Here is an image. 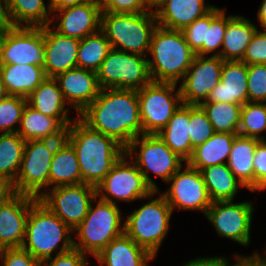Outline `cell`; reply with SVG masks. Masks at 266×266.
I'll return each mask as SVG.
<instances>
[{
  "mask_svg": "<svg viewBox=\"0 0 266 266\" xmlns=\"http://www.w3.org/2000/svg\"><path fill=\"white\" fill-rule=\"evenodd\" d=\"M102 12L144 13L147 12L143 0H101Z\"/></svg>",
  "mask_w": 266,
  "mask_h": 266,
  "instance_id": "bcb514c9",
  "label": "cell"
},
{
  "mask_svg": "<svg viewBox=\"0 0 266 266\" xmlns=\"http://www.w3.org/2000/svg\"><path fill=\"white\" fill-rule=\"evenodd\" d=\"M261 140L237 135L228 158L227 166L244 187L254 191V155Z\"/></svg>",
  "mask_w": 266,
  "mask_h": 266,
  "instance_id": "f1b7e54d",
  "label": "cell"
},
{
  "mask_svg": "<svg viewBox=\"0 0 266 266\" xmlns=\"http://www.w3.org/2000/svg\"><path fill=\"white\" fill-rule=\"evenodd\" d=\"M239 260L236 264L232 266H264V259H262L259 254H254L252 257H236ZM227 260L225 258H212V266H227Z\"/></svg>",
  "mask_w": 266,
  "mask_h": 266,
  "instance_id": "681fc988",
  "label": "cell"
},
{
  "mask_svg": "<svg viewBox=\"0 0 266 266\" xmlns=\"http://www.w3.org/2000/svg\"><path fill=\"white\" fill-rule=\"evenodd\" d=\"M258 19L261 26L266 29V0L261 4V8L258 10Z\"/></svg>",
  "mask_w": 266,
  "mask_h": 266,
  "instance_id": "9f6ffc18",
  "label": "cell"
},
{
  "mask_svg": "<svg viewBox=\"0 0 266 266\" xmlns=\"http://www.w3.org/2000/svg\"><path fill=\"white\" fill-rule=\"evenodd\" d=\"M147 60L142 55L111 49L96 71L100 88H143L152 81Z\"/></svg>",
  "mask_w": 266,
  "mask_h": 266,
  "instance_id": "ba28073f",
  "label": "cell"
},
{
  "mask_svg": "<svg viewBox=\"0 0 266 266\" xmlns=\"http://www.w3.org/2000/svg\"><path fill=\"white\" fill-rule=\"evenodd\" d=\"M141 143V144H140ZM140 145V153L138 159L133 162L139 171L143 174L146 182L155 190L157 186L147 175L145 167L160 176L168 182L174 174L181 169V161H184L175 152H173L158 135H142V140L139 136L136 137L125 149L124 153L132 157L136 147Z\"/></svg>",
  "mask_w": 266,
  "mask_h": 266,
  "instance_id": "8fae6325",
  "label": "cell"
},
{
  "mask_svg": "<svg viewBox=\"0 0 266 266\" xmlns=\"http://www.w3.org/2000/svg\"><path fill=\"white\" fill-rule=\"evenodd\" d=\"M256 31L255 25L243 16H233L227 24L223 53H216L215 56H220L224 61H240Z\"/></svg>",
  "mask_w": 266,
  "mask_h": 266,
  "instance_id": "1f68e13d",
  "label": "cell"
},
{
  "mask_svg": "<svg viewBox=\"0 0 266 266\" xmlns=\"http://www.w3.org/2000/svg\"><path fill=\"white\" fill-rule=\"evenodd\" d=\"M38 199L73 231L86 217L91 199H97V191L86 183L62 185L54 187L51 194L41 193Z\"/></svg>",
  "mask_w": 266,
  "mask_h": 266,
  "instance_id": "7c38bea8",
  "label": "cell"
},
{
  "mask_svg": "<svg viewBox=\"0 0 266 266\" xmlns=\"http://www.w3.org/2000/svg\"><path fill=\"white\" fill-rule=\"evenodd\" d=\"M248 69V101H266V64H250Z\"/></svg>",
  "mask_w": 266,
  "mask_h": 266,
  "instance_id": "b9f144b4",
  "label": "cell"
},
{
  "mask_svg": "<svg viewBox=\"0 0 266 266\" xmlns=\"http://www.w3.org/2000/svg\"><path fill=\"white\" fill-rule=\"evenodd\" d=\"M201 174L213 202L233 200L238 187H244L226 163L206 167Z\"/></svg>",
  "mask_w": 266,
  "mask_h": 266,
  "instance_id": "d6a6232c",
  "label": "cell"
},
{
  "mask_svg": "<svg viewBox=\"0 0 266 266\" xmlns=\"http://www.w3.org/2000/svg\"><path fill=\"white\" fill-rule=\"evenodd\" d=\"M205 102L244 105L248 102V69L242 61H224L220 82Z\"/></svg>",
  "mask_w": 266,
  "mask_h": 266,
  "instance_id": "44dd1931",
  "label": "cell"
},
{
  "mask_svg": "<svg viewBox=\"0 0 266 266\" xmlns=\"http://www.w3.org/2000/svg\"><path fill=\"white\" fill-rule=\"evenodd\" d=\"M4 266H41V262L23 248H4L1 253Z\"/></svg>",
  "mask_w": 266,
  "mask_h": 266,
  "instance_id": "f6af8a7d",
  "label": "cell"
},
{
  "mask_svg": "<svg viewBox=\"0 0 266 266\" xmlns=\"http://www.w3.org/2000/svg\"><path fill=\"white\" fill-rule=\"evenodd\" d=\"M79 163L72 145L62 140L54 151L49 172V185L82 184Z\"/></svg>",
  "mask_w": 266,
  "mask_h": 266,
  "instance_id": "4dcf8cb0",
  "label": "cell"
},
{
  "mask_svg": "<svg viewBox=\"0 0 266 266\" xmlns=\"http://www.w3.org/2000/svg\"><path fill=\"white\" fill-rule=\"evenodd\" d=\"M199 106L206 113L215 132L238 134L242 105L222 102H201Z\"/></svg>",
  "mask_w": 266,
  "mask_h": 266,
  "instance_id": "836d02e7",
  "label": "cell"
},
{
  "mask_svg": "<svg viewBox=\"0 0 266 266\" xmlns=\"http://www.w3.org/2000/svg\"><path fill=\"white\" fill-rule=\"evenodd\" d=\"M176 83L154 82L138 89L142 135H157L167 125L182 103ZM171 95V96H170ZM176 104H179L177 106Z\"/></svg>",
  "mask_w": 266,
  "mask_h": 266,
  "instance_id": "9c48e42d",
  "label": "cell"
},
{
  "mask_svg": "<svg viewBox=\"0 0 266 266\" xmlns=\"http://www.w3.org/2000/svg\"><path fill=\"white\" fill-rule=\"evenodd\" d=\"M2 1L0 0V33H7L14 27V24L11 20L6 0L3 2L4 5H2Z\"/></svg>",
  "mask_w": 266,
  "mask_h": 266,
  "instance_id": "f907efd6",
  "label": "cell"
},
{
  "mask_svg": "<svg viewBox=\"0 0 266 266\" xmlns=\"http://www.w3.org/2000/svg\"><path fill=\"white\" fill-rule=\"evenodd\" d=\"M27 98L8 95L0 101V131L4 133H17L12 128L16 122L20 123Z\"/></svg>",
  "mask_w": 266,
  "mask_h": 266,
  "instance_id": "60d3db41",
  "label": "cell"
},
{
  "mask_svg": "<svg viewBox=\"0 0 266 266\" xmlns=\"http://www.w3.org/2000/svg\"><path fill=\"white\" fill-rule=\"evenodd\" d=\"M17 133L25 141L65 139L67 127L58 119L36 111L30 105L24 107Z\"/></svg>",
  "mask_w": 266,
  "mask_h": 266,
  "instance_id": "484cf974",
  "label": "cell"
},
{
  "mask_svg": "<svg viewBox=\"0 0 266 266\" xmlns=\"http://www.w3.org/2000/svg\"><path fill=\"white\" fill-rule=\"evenodd\" d=\"M48 260L51 262L47 266H87L84 254L74 248L69 252L57 254L54 259L52 257L45 259L41 264L47 263Z\"/></svg>",
  "mask_w": 266,
  "mask_h": 266,
  "instance_id": "c3c4849f",
  "label": "cell"
},
{
  "mask_svg": "<svg viewBox=\"0 0 266 266\" xmlns=\"http://www.w3.org/2000/svg\"><path fill=\"white\" fill-rule=\"evenodd\" d=\"M15 194L16 191L13 182L0 175V204L9 200Z\"/></svg>",
  "mask_w": 266,
  "mask_h": 266,
  "instance_id": "816d5d0a",
  "label": "cell"
},
{
  "mask_svg": "<svg viewBox=\"0 0 266 266\" xmlns=\"http://www.w3.org/2000/svg\"><path fill=\"white\" fill-rule=\"evenodd\" d=\"M145 3L146 10L152 8L153 6H158L155 11H159L161 7L167 2V0H143Z\"/></svg>",
  "mask_w": 266,
  "mask_h": 266,
  "instance_id": "11a10c76",
  "label": "cell"
},
{
  "mask_svg": "<svg viewBox=\"0 0 266 266\" xmlns=\"http://www.w3.org/2000/svg\"><path fill=\"white\" fill-rule=\"evenodd\" d=\"M38 198L16 193L0 204V248H21L31 205Z\"/></svg>",
  "mask_w": 266,
  "mask_h": 266,
  "instance_id": "ac0fdd59",
  "label": "cell"
},
{
  "mask_svg": "<svg viewBox=\"0 0 266 266\" xmlns=\"http://www.w3.org/2000/svg\"><path fill=\"white\" fill-rule=\"evenodd\" d=\"M101 89L78 116L89 128L113 138L124 149L142 132L138 93L135 89Z\"/></svg>",
  "mask_w": 266,
  "mask_h": 266,
  "instance_id": "6da1fadb",
  "label": "cell"
},
{
  "mask_svg": "<svg viewBox=\"0 0 266 266\" xmlns=\"http://www.w3.org/2000/svg\"><path fill=\"white\" fill-rule=\"evenodd\" d=\"M95 258L106 266H147L153 256L127 234L113 239Z\"/></svg>",
  "mask_w": 266,
  "mask_h": 266,
  "instance_id": "d4e9b609",
  "label": "cell"
},
{
  "mask_svg": "<svg viewBox=\"0 0 266 266\" xmlns=\"http://www.w3.org/2000/svg\"><path fill=\"white\" fill-rule=\"evenodd\" d=\"M72 230L47 206L37 199L30 207L26 223V239L21 248L28 251L40 262L51 258L52 252L63 240V245L58 255L69 252L73 249V239L67 235Z\"/></svg>",
  "mask_w": 266,
  "mask_h": 266,
  "instance_id": "277c9868",
  "label": "cell"
},
{
  "mask_svg": "<svg viewBox=\"0 0 266 266\" xmlns=\"http://www.w3.org/2000/svg\"><path fill=\"white\" fill-rule=\"evenodd\" d=\"M92 0H50L49 4V13L56 10H61L67 7H72L76 5H80Z\"/></svg>",
  "mask_w": 266,
  "mask_h": 266,
  "instance_id": "f5cc1de1",
  "label": "cell"
},
{
  "mask_svg": "<svg viewBox=\"0 0 266 266\" xmlns=\"http://www.w3.org/2000/svg\"><path fill=\"white\" fill-rule=\"evenodd\" d=\"M64 14L57 32L75 39H83L92 35L101 25V0H92L80 5L59 10ZM62 13V14H61Z\"/></svg>",
  "mask_w": 266,
  "mask_h": 266,
  "instance_id": "7402d4cb",
  "label": "cell"
},
{
  "mask_svg": "<svg viewBox=\"0 0 266 266\" xmlns=\"http://www.w3.org/2000/svg\"><path fill=\"white\" fill-rule=\"evenodd\" d=\"M237 135L215 132L209 140L193 149L186 164L200 171L209 166L224 164L223 160L229 158L233 141Z\"/></svg>",
  "mask_w": 266,
  "mask_h": 266,
  "instance_id": "f546056e",
  "label": "cell"
},
{
  "mask_svg": "<svg viewBox=\"0 0 266 266\" xmlns=\"http://www.w3.org/2000/svg\"><path fill=\"white\" fill-rule=\"evenodd\" d=\"M25 143L18 133L0 135V175L13 183L20 170Z\"/></svg>",
  "mask_w": 266,
  "mask_h": 266,
  "instance_id": "e575fe53",
  "label": "cell"
},
{
  "mask_svg": "<svg viewBox=\"0 0 266 266\" xmlns=\"http://www.w3.org/2000/svg\"><path fill=\"white\" fill-rule=\"evenodd\" d=\"M44 34V72L46 77L55 78L58 74L77 67V54L80 40L43 27Z\"/></svg>",
  "mask_w": 266,
  "mask_h": 266,
  "instance_id": "d6986e66",
  "label": "cell"
},
{
  "mask_svg": "<svg viewBox=\"0 0 266 266\" xmlns=\"http://www.w3.org/2000/svg\"><path fill=\"white\" fill-rule=\"evenodd\" d=\"M222 206V207H221ZM253 206L249 202L233 204L232 200L214 201L206 212L220 236L247 245Z\"/></svg>",
  "mask_w": 266,
  "mask_h": 266,
  "instance_id": "e0dca14e",
  "label": "cell"
},
{
  "mask_svg": "<svg viewBox=\"0 0 266 266\" xmlns=\"http://www.w3.org/2000/svg\"><path fill=\"white\" fill-rule=\"evenodd\" d=\"M98 32L103 35L94 33L80 39L77 54L78 68L96 72L105 60L108 52L112 49L105 34L100 29Z\"/></svg>",
  "mask_w": 266,
  "mask_h": 266,
  "instance_id": "d590c367",
  "label": "cell"
},
{
  "mask_svg": "<svg viewBox=\"0 0 266 266\" xmlns=\"http://www.w3.org/2000/svg\"><path fill=\"white\" fill-rule=\"evenodd\" d=\"M206 26H210V12L182 30L186 42L195 53L206 43Z\"/></svg>",
  "mask_w": 266,
  "mask_h": 266,
  "instance_id": "7bdbcfd3",
  "label": "cell"
},
{
  "mask_svg": "<svg viewBox=\"0 0 266 266\" xmlns=\"http://www.w3.org/2000/svg\"><path fill=\"white\" fill-rule=\"evenodd\" d=\"M64 139L28 140L24 146L23 159L14 184L16 193L36 198L42 187L49 185L52 157L57 145ZM39 193V194H38Z\"/></svg>",
  "mask_w": 266,
  "mask_h": 266,
  "instance_id": "30bf717a",
  "label": "cell"
},
{
  "mask_svg": "<svg viewBox=\"0 0 266 266\" xmlns=\"http://www.w3.org/2000/svg\"><path fill=\"white\" fill-rule=\"evenodd\" d=\"M149 52L154 59L147 60L151 80L176 84L184 77L196 55L182 31L159 25L153 32Z\"/></svg>",
  "mask_w": 266,
  "mask_h": 266,
  "instance_id": "3957f363",
  "label": "cell"
},
{
  "mask_svg": "<svg viewBox=\"0 0 266 266\" xmlns=\"http://www.w3.org/2000/svg\"><path fill=\"white\" fill-rule=\"evenodd\" d=\"M43 27L14 26L5 33L0 64L44 65Z\"/></svg>",
  "mask_w": 266,
  "mask_h": 266,
  "instance_id": "4fadbf2b",
  "label": "cell"
},
{
  "mask_svg": "<svg viewBox=\"0 0 266 266\" xmlns=\"http://www.w3.org/2000/svg\"><path fill=\"white\" fill-rule=\"evenodd\" d=\"M14 26L22 22L28 27H44L51 24L43 0H6Z\"/></svg>",
  "mask_w": 266,
  "mask_h": 266,
  "instance_id": "8d00e7d4",
  "label": "cell"
},
{
  "mask_svg": "<svg viewBox=\"0 0 266 266\" xmlns=\"http://www.w3.org/2000/svg\"><path fill=\"white\" fill-rule=\"evenodd\" d=\"M189 130L191 147L205 143L215 133L206 113L199 105H189Z\"/></svg>",
  "mask_w": 266,
  "mask_h": 266,
  "instance_id": "ab89813d",
  "label": "cell"
},
{
  "mask_svg": "<svg viewBox=\"0 0 266 266\" xmlns=\"http://www.w3.org/2000/svg\"><path fill=\"white\" fill-rule=\"evenodd\" d=\"M189 124V105L182 103L167 125L157 134L173 152L186 162L193 152Z\"/></svg>",
  "mask_w": 266,
  "mask_h": 266,
  "instance_id": "83f0119b",
  "label": "cell"
},
{
  "mask_svg": "<svg viewBox=\"0 0 266 266\" xmlns=\"http://www.w3.org/2000/svg\"><path fill=\"white\" fill-rule=\"evenodd\" d=\"M124 154L111 168L110 172L96 187L97 196L104 189L108 194L119 200L151 197L155 191L145 180L137 166L129 165Z\"/></svg>",
  "mask_w": 266,
  "mask_h": 266,
  "instance_id": "2e32d148",
  "label": "cell"
},
{
  "mask_svg": "<svg viewBox=\"0 0 266 266\" xmlns=\"http://www.w3.org/2000/svg\"><path fill=\"white\" fill-rule=\"evenodd\" d=\"M8 96L4 83L2 81L1 75H0V101L3 100L4 98H6Z\"/></svg>",
  "mask_w": 266,
  "mask_h": 266,
  "instance_id": "6f0895ef",
  "label": "cell"
},
{
  "mask_svg": "<svg viewBox=\"0 0 266 266\" xmlns=\"http://www.w3.org/2000/svg\"><path fill=\"white\" fill-rule=\"evenodd\" d=\"M27 104L43 115L58 118L66 127L72 124L67 117L68 110L64 109L65 100L60 87L57 86V80L53 77H47L27 97Z\"/></svg>",
  "mask_w": 266,
  "mask_h": 266,
  "instance_id": "4316f807",
  "label": "cell"
},
{
  "mask_svg": "<svg viewBox=\"0 0 266 266\" xmlns=\"http://www.w3.org/2000/svg\"><path fill=\"white\" fill-rule=\"evenodd\" d=\"M0 75L8 95L27 98L47 78L42 66L0 64Z\"/></svg>",
  "mask_w": 266,
  "mask_h": 266,
  "instance_id": "cb8c5ba5",
  "label": "cell"
},
{
  "mask_svg": "<svg viewBox=\"0 0 266 266\" xmlns=\"http://www.w3.org/2000/svg\"><path fill=\"white\" fill-rule=\"evenodd\" d=\"M265 129L266 104L248 101L242 105L238 135L265 140L263 137L258 136Z\"/></svg>",
  "mask_w": 266,
  "mask_h": 266,
  "instance_id": "74e56055",
  "label": "cell"
},
{
  "mask_svg": "<svg viewBox=\"0 0 266 266\" xmlns=\"http://www.w3.org/2000/svg\"><path fill=\"white\" fill-rule=\"evenodd\" d=\"M4 35H5V33H0V57H1V47H2V43H3Z\"/></svg>",
  "mask_w": 266,
  "mask_h": 266,
  "instance_id": "680465c9",
  "label": "cell"
},
{
  "mask_svg": "<svg viewBox=\"0 0 266 266\" xmlns=\"http://www.w3.org/2000/svg\"><path fill=\"white\" fill-rule=\"evenodd\" d=\"M186 167L183 172H180L179 169L168 181H173V183L170 190L165 192L163 196L172 211L176 206L185 210H201L206 214L213 201L209 196L201 171L190 167L188 164Z\"/></svg>",
  "mask_w": 266,
  "mask_h": 266,
  "instance_id": "9a60e30c",
  "label": "cell"
},
{
  "mask_svg": "<svg viewBox=\"0 0 266 266\" xmlns=\"http://www.w3.org/2000/svg\"><path fill=\"white\" fill-rule=\"evenodd\" d=\"M233 16L225 17L224 10L213 8L210 11V26H206V43L195 53L204 56L223 45L228 21Z\"/></svg>",
  "mask_w": 266,
  "mask_h": 266,
  "instance_id": "f35d334b",
  "label": "cell"
},
{
  "mask_svg": "<svg viewBox=\"0 0 266 266\" xmlns=\"http://www.w3.org/2000/svg\"><path fill=\"white\" fill-rule=\"evenodd\" d=\"M240 61L246 65L266 64V29L264 32H255Z\"/></svg>",
  "mask_w": 266,
  "mask_h": 266,
  "instance_id": "ee69618b",
  "label": "cell"
},
{
  "mask_svg": "<svg viewBox=\"0 0 266 266\" xmlns=\"http://www.w3.org/2000/svg\"><path fill=\"white\" fill-rule=\"evenodd\" d=\"M55 79L60 81L64 100L73 104L80 114L99 95L100 86L95 71L73 68L58 74Z\"/></svg>",
  "mask_w": 266,
  "mask_h": 266,
  "instance_id": "ffe728a7",
  "label": "cell"
},
{
  "mask_svg": "<svg viewBox=\"0 0 266 266\" xmlns=\"http://www.w3.org/2000/svg\"><path fill=\"white\" fill-rule=\"evenodd\" d=\"M121 226L120 210L111 198L102 192L95 207L90 204L84 220L76 227L77 237L81 244L73 241V248L86 254L88 251L95 257L115 238L124 233Z\"/></svg>",
  "mask_w": 266,
  "mask_h": 266,
  "instance_id": "8992f818",
  "label": "cell"
},
{
  "mask_svg": "<svg viewBox=\"0 0 266 266\" xmlns=\"http://www.w3.org/2000/svg\"><path fill=\"white\" fill-rule=\"evenodd\" d=\"M223 64L224 60L220 56L204 59V56L195 55L179 88L182 103L200 105V99L207 101L211 91L220 82Z\"/></svg>",
  "mask_w": 266,
  "mask_h": 266,
  "instance_id": "5bb4252c",
  "label": "cell"
},
{
  "mask_svg": "<svg viewBox=\"0 0 266 266\" xmlns=\"http://www.w3.org/2000/svg\"><path fill=\"white\" fill-rule=\"evenodd\" d=\"M171 213L172 208L161 195L127 218L124 233L154 257L167 233Z\"/></svg>",
  "mask_w": 266,
  "mask_h": 266,
  "instance_id": "52a82bcc",
  "label": "cell"
},
{
  "mask_svg": "<svg viewBox=\"0 0 266 266\" xmlns=\"http://www.w3.org/2000/svg\"><path fill=\"white\" fill-rule=\"evenodd\" d=\"M156 14L144 13H110L101 12L100 30L110 42L111 48L142 55L149 51L151 38L157 25Z\"/></svg>",
  "mask_w": 266,
  "mask_h": 266,
  "instance_id": "5b68a950",
  "label": "cell"
},
{
  "mask_svg": "<svg viewBox=\"0 0 266 266\" xmlns=\"http://www.w3.org/2000/svg\"><path fill=\"white\" fill-rule=\"evenodd\" d=\"M185 266H212V258H199L192 260L189 263L185 264Z\"/></svg>",
  "mask_w": 266,
  "mask_h": 266,
  "instance_id": "db71d44e",
  "label": "cell"
},
{
  "mask_svg": "<svg viewBox=\"0 0 266 266\" xmlns=\"http://www.w3.org/2000/svg\"><path fill=\"white\" fill-rule=\"evenodd\" d=\"M213 8V6H205L204 0H167L164 6L155 12L157 21L160 22L157 25L182 31Z\"/></svg>",
  "mask_w": 266,
  "mask_h": 266,
  "instance_id": "603a6c76",
  "label": "cell"
},
{
  "mask_svg": "<svg viewBox=\"0 0 266 266\" xmlns=\"http://www.w3.org/2000/svg\"><path fill=\"white\" fill-rule=\"evenodd\" d=\"M70 126L66 129L65 139L76 152L82 182L97 187L125 154V149L113 138L89 128L80 119Z\"/></svg>",
  "mask_w": 266,
  "mask_h": 266,
  "instance_id": "7a4b0ae2",
  "label": "cell"
},
{
  "mask_svg": "<svg viewBox=\"0 0 266 266\" xmlns=\"http://www.w3.org/2000/svg\"><path fill=\"white\" fill-rule=\"evenodd\" d=\"M254 190L266 189V141L261 140L254 155Z\"/></svg>",
  "mask_w": 266,
  "mask_h": 266,
  "instance_id": "7dc6e473",
  "label": "cell"
}]
</instances>
